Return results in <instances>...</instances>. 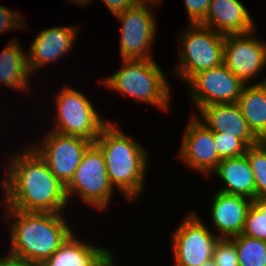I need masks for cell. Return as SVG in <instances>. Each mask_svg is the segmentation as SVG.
I'll use <instances>...</instances> for the list:
<instances>
[{
  "instance_id": "1",
  "label": "cell",
  "mask_w": 266,
  "mask_h": 266,
  "mask_svg": "<svg viewBox=\"0 0 266 266\" xmlns=\"http://www.w3.org/2000/svg\"><path fill=\"white\" fill-rule=\"evenodd\" d=\"M3 185L5 205L20 211H61L68 204L65 186L32 148L13 154Z\"/></svg>"
},
{
  "instance_id": "2",
  "label": "cell",
  "mask_w": 266,
  "mask_h": 266,
  "mask_svg": "<svg viewBox=\"0 0 266 266\" xmlns=\"http://www.w3.org/2000/svg\"><path fill=\"white\" fill-rule=\"evenodd\" d=\"M5 207L6 219L14 220L10 227L11 248L8 253L15 256L42 264L72 233L61 213L20 211Z\"/></svg>"
},
{
  "instance_id": "3",
  "label": "cell",
  "mask_w": 266,
  "mask_h": 266,
  "mask_svg": "<svg viewBox=\"0 0 266 266\" xmlns=\"http://www.w3.org/2000/svg\"><path fill=\"white\" fill-rule=\"evenodd\" d=\"M118 124L108 122L94 143L102 151L108 177L128 199L139 197L144 187L148 155L147 151L133 138L118 129Z\"/></svg>"
},
{
  "instance_id": "4",
  "label": "cell",
  "mask_w": 266,
  "mask_h": 266,
  "mask_svg": "<svg viewBox=\"0 0 266 266\" xmlns=\"http://www.w3.org/2000/svg\"><path fill=\"white\" fill-rule=\"evenodd\" d=\"M102 80L110 89L133 97L135 103L147 102L168 110L169 84L153 59H123L122 69Z\"/></svg>"
},
{
  "instance_id": "5",
  "label": "cell",
  "mask_w": 266,
  "mask_h": 266,
  "mask_svg": "<svg viewBox=\"0 0 266 266\" xmlns=\"http://www.w3.org/2000/svg\"><path fill=\"white\" fill-rule=\"evenodd\" d=\"M191 27L192 30L186 29L178 40L182 47L174 70L185 82L197 72L221 65L224 56L225 35L198 23Z\"/></svg>"
},
{
  "instance_id": "6",
  "label": "cell",
  "mask_w": 266,
  "mask_h": 266,
  "mask_svg": "<svg viewBox=\"0 0 266 266\" xmlns=\"http://www.w3.org/2000/svg\"><path fill=\"white\" fill-rule=\"evenodd\" d=\"M56 103L57 123L51 131L82 137L94 143L101 129L108 123L101 119L90 99L68 85L57 94Z\"/></svg>"
},
{
  "instance_id": "7",
  "label": "cell",
  "mask_w": 266,
  "mask_h": 266,
  "mask_svg": "<svg viewBox=\"0 0 266 266\" xmlns=\"http://www.w3.org/2000/svg\"><path fill=\"white\" fill-rule=\"evenodd\" d=\"M65 192L68 201L77 193L82 201L97 209L108 207L113 196V187L108 177L104 155L95 143L85 151L72 179L65 186Z\"/></svg>"
},
{
  "instance_id": "8",
  "label": "cell",
  "mask_w": 266,
  "mask_h": 266,
  "mask_svg": "<svg viewBox=\"0 0 266 266\" xmlns=\"http://www.w3.org/2000/svg\"><path fill=\"white\" fill-rule=\"evenodd\" d=\"M159 0H141L133 8L116 16L121 24L120 56L123 59H153L150 45L154 42L156 23L151 13ZM149 49V50H148Z\"/></svg>"
},
{
  "instance_id": "9",
  "label": "cell",
  "mask_w": 266,
  "mask_h": 266,
  "mask_svg": "<svg viewBox=\"0 0 266 266\" xmlns=\"http://www.w3.org/2000/svg\"><path fill=\"white\" fill-rule=\"evenodd\" d=\"M202 222L192 212L174 231L172 250L175 266H201L213 259L214 246L219 237Z\"/></svg>"
},
{
  "instance_id": "10",
  "label": "cell",
  "mask_w": 266,
  "mask_h": 266,
  "mask_svg": "<svg viewBox=\"0 0 266 266\" xmlns=\"http://www.w3.org/2000/svg\"><path fill=\"white\" fill-rule=\"evenodd\" d=\"M47 137L33 148L46 162L50 171L66 186L72 179L87 148L93 143L78 136L50 131Z\"/></svg>"
},
{
  "instance_id": "11",
  "label": "cell",
  "mask_w": 266,
  "mask_h": 266,
  "mask_svg": "<svg viewBox=\"0 0 266 266\" xmlns=\"http://www.w3.org/2000/svg\"><path fill=\"white\" fill-rule=\"evenodd\" d=\"M186 83L198 109L216 103H237L245 85L223 63L197 72Z\"/></svg>"
},
{
  "instance_id": "12",
  "label": "cell",
  "mask_w": 266,
  "mask_h": 266,
  "mask_svg": "<svg viewBox=\"0 0 266 266\" xmlns=\"http://www.w3.org/2000/svg\"><path fill=\"white\" fill-rule=\"evenodd\" d=\"M253 33L225 35L224 39L223 64L246 85L266 66V43Z\"/></svg>"
},
{
  "instance_id": "13",
  "label": "cell",
  "mask_w": 266,
  "mask_h": 266,
  "mask_svg": "<svg viewBox=\"0 0 266 266\" xmlns=\"http://www.w3.org/2000/svg\"><path fill=\"white\" fill-rule=\"evenodd\" d=\"M188 124L179 152L180 159L206 175L214 172L221 159L216 152L213 132L195 116Z\"/></svg>"
},
{
  "instance_id": "14",
  "label": "cell",
  "mask_w": 266,
  "mask_h": 266,
  "mask_svg": "<svg viewBox=\"0 0 266 266\" xmlns=\"http://www.w3.org/2000/svg\"><path fill=\"white\" fill-rule=\"evenodd\" d=\"M78 32L76 26H56L36 35L27 54L30 72L33 74L40 67L58 60L60 56L69 52Z\"/></svg>"
},
{
  "instance_id": "15",
  "label": "cell",
  "mask_w": 266,
  "mask_h": 266,
  "mask_svg": "<svg viewBox=\"0 0 266 266\" xmlns=\"http://www.w3.org/2000/svg\"><path fill=\"white\" fill-rule=\"evenodd\" d=\"M203 124L213 133L229 134L241 139L248 147L260 140L249 129L237 103H216L199 109ZM206 122V123H205Z\"/></svg>"
},
{
  "instance_id": "16",
  "label": "cell",
  "mask_w": 266,
  "mask_h": 266,
  "mask_svg": "<svg viewBox=\"0 0 266 266\" xmlns=\"http://www.w3.org/2000/svg\"><path fill=\"white\" fill-rule=\"evenodd\" d=\"M212 200L211 220L221 233L218 237L231 238L240 235L252 200L221 191H218Z\"/></svg>"
},
{
  "instance_id": "17",
  "label": "cell",
  "mask_w": 266,
  "mask_h": 266,
  "mask_svg": "<svg viewBox=\"0 0 266 266\" xmlns=\"http://www.w3.org/2000/svg\"><path fill=\"white\" fill-rule=\"evenodd\" d=\"M200 24L223 35L245 34L255 28L250 13L239 0H211L208 14Z\"/></svg>"
},
{
  "instance_id": "18",
  "label": "cell",
  "mask_w": 266,
  "mask_h": 266,
  "mask_svg": "<svg viewBox=\"0 0 266 266\" xmlns=\"http://www.w3.org/2000/svg\"><path fill=\"white\" fill-rule=\"evenodd\" d=\"M112 253L75 238L73 232L41 266H100Z\"/></svg>"
},
{
  "instance_id": "19",
  "label": "cell",
  "mask_w": 266,
  "mask_h": 266,
  "mask_svg": "<svg viewBox=\"0 0 266 266\" xmlns=\"http://www.w3.org/2000/svg\"><path fill=\"white\" fill-rule=\"evenodd\" d=\"M226 187L218 191L241 195L251 200L256 198L253 172L246 155L222 159L214 171Z\"/></svg>"
},
{
  "instance_id": "20",
  "label": "cell",
  "mask_w": 266,
  "mask_h": 266,
  "mask_svg": "<svg viewBox=\"0 0 266 266\" xmlns=\"http://www.w3.org/2000/svg\"><path fill=\"white\" fill-rule=\"evenodd\" d=\"M249 129L260 140H266V78L244 85L237 101Z\"/></svg>"
},
{
  "instance_id": "21",
  "label": "cell",
  "mask_w": 266,
  "mask_h": 266,
  "mask_svg": "<svg viewBox=\"0 0 266 266\" xmlns=\"http://www.w3.org/2000/svg\"><path fill=\"white\" fill-rule=\"evenodd\" d=\"M29 74L27 55L20 43L12 39L0 53V82L15 90H29Z\"/></svg>"
},
{
  "instance_id": "22",
  "label": "cell",
  "mask_w": 266,
  "mask_h": 266,
  "mask_svg": "<svg viewBox=\"0 0 266 266\" xmlns=\"http://www.w3.org/2000/svg\"><path fill=\"white\" fill-rule=\"evenodd\" d=\"M234 241L239 266H266V241L245 235L231 237Z\"/></svg>"
},
{
  "instance_id": "23",
  "label": "cell",
  "mask_w": 266,
  "mask_h": 266,
  "mask_svg": "<svg viewBox=\"0 0 266 266\" xmlns=\"http://www.w3.org/2000/svg\"><path fill=\"white\" fill-rule=\"evenodd\" d=\"M245 155L253 172L256 198H266V140L249 146Z\"/></svg>"
},
{
  "instance_id": "24",
  "label": "cell",
  "mask_w": 266,
  "mask_h": 266,
  "mask_svg": "<svg viewBox=\"0 0 266 266\" xmlns=\"http://www.w3.org/2000/svg\"><path fill=\"white\" fill-rule=\"evenodd\" d=\"M241 234L266 241V198L252 200Z\"/></svg>"
},
{
  "instance_id": "25",
  "label": "cell",
  "mask_w": 266,
  "mask_h": 266,
  "mask_svg": "<svg viewBox=\"0 0 266 266\" xmlns=\"http://www.w3.org/2000/svg\"><path fill=\"white\" fill-rule=\"evenodd\" d=\"M216 152L219 158H234L245 155L248 146L239 138L223 133H213Z\"/></svg>"
},
{
  "instance_id": "26",
  "label": "cell",
  "mask_w": 266,
  "mask_h": 266,
  "mask_svg": "<svg viewBox=\"0 0 266 266\" xmlns=\"http://www.w3.org/2000/svg\"><path fill=\"white\" fill-rule=\"evenodd\" d=\"M216 266H239L237 249L231 238H219L213 250Z\"/></svg>"
},
{
  "instance_id": "27",
  "label": "cell",
  "mask_w": 266,
  "mask_h": 266,
  "mask_svg": "<svg viewBox=\"0 0 266 266\" xmlns=\"http://www.w3.org/2000/svg\"><path fill=\"white\" fill-rule=\"evenodd\" d=\"M211 0H184L191 24H200L207 16Z\"/></svg>"
},
{
  "instance_id": "28",
  "label": "cell",
  "mask_w": 266,
  "mask_h": 266,
  "mask_svg": "<svg viewBox=\"0 0 266 266\" xmlns=\"http://www.w3.org/2000/svg\"><path fill=\"white\" fill-rule=\"evenodd\" d=\"M24 23L23 17L19 16V13L0 5V34L21 27L25 28Z\"/></svg>"
},
{
  "instance_id": "29",
  "label": "cell",
  "mask_w": 266,
  "mask_h": 266,
  "mask_svg": "<svg viewBox=\"0 0 266 266\" xmlns=\"http://www.w3.org/2000/svg\"><path fill=\"white\" fill-rule=\"evenodd\" d=\"M140 1L141 0H103V3H105L113 15H117L126 9L133 8Z\"/></svg>"
},
{
  "instance_id": "30",
  "label": "cell",
  "mask_w": 266,
  "mask_h": 266,
  "mask_svg": "<svg viewBox=\"0 0 266 266\" xmlns=\"http://www.w3.org/2000/svg\"><path fill=\"white\" fill-rule=\"evenodd\" d=\"M0 266H41V264L9 253L7 256L0 258Z\"/></svg>"
},
{
  "instance_id": "31",
  "label": "cell",
  "mask_w": 266,
  "mask_h": 266,
  "mask_svg": "<svg viewBox=\"0 0 266 266\" xmlns=\"http://www.w3.org/2000/svg\"><path fill=\"white\" fill-rule=\"evenodd\" d=\"M73 3L76 2L77 4L83 5V7H85L84 5H87L89 2H91L92 0H70Z\"/></svg>"
},
{
  "instance_id": "32",
  "label": "cell",
  "mask_w": 266,
  "mask_h": 266,
  "mask_svg": "<svg viewBox=\"0 0 266 266\" xmlns=\"http://www.w3.org/2000/svg\"><path fill=\"white\" fill-rule=\"evenodd\" d=\"M113 255L111 254L108 258H107V266H115L114 265V257H112Z\"/></svg>"
},
{
  "instance_id": "33",
  "label": "cell",
  "mask_w": 266,
  "mask_h": 266,
  "mask_svg": "<svg viewBox=\"0 0 266 266\" xmlns=\"http://www.w3.org/2000/svg\"><path fill=\"white\" fill-rule=\"evenodd\" d=\"M201 266H216L215 262L213 259H211L210 261L203 263Z\"/></svg>"
},
{
  "instance_id": "34",
  "label": "cell",
  "mask_w": 266,
  "mask_h": 266,
  "mask_svg": "<svg viewBox=\"0 0 266 266\" xmlns=\"http://www.w3.org/2000/svg\"><path fill=\"white\" fill-rule=\"evenodd\" d=\"M100 266H107V259Z\"/></svg>"
}]
</instances>
